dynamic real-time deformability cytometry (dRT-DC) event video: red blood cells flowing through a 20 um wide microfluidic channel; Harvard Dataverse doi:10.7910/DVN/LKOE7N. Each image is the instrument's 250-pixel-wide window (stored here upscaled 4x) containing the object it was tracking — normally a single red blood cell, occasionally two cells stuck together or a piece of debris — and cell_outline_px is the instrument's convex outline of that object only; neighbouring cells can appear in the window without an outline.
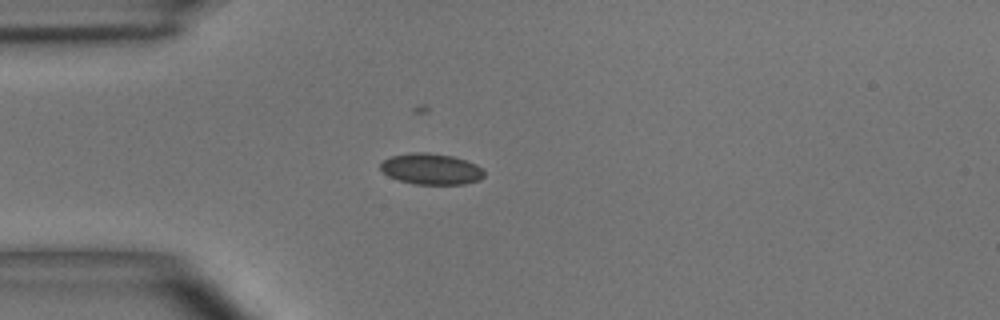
{"species": "common noctule bat (a hibernating species)", "species_latin": "Nyctalus noctula", "temperature_condition": "room temperature", "stored_images_in_passage": 4, "camera_frame_rate_fps": 3000, "um_per_image_px": 0.085, "animal": {"sex": "male", "body_mass_g": 15.6}, "frame": {"image": 1, "passage_image": 4, "time_ms": 3.333, "image_size_px": [1000, 320], "cell_outline_px": [[484, 176], [480, 180], [464, 184], [416, 184], [400, 180], [388, 176], [380, 168], [380, 164], [384, 160], [392, 156], [408, 152], [428, 152], [452, 156], [476, 164], [484, 172]], "centroid_in_image_um": [36.64, 14.36], "position_along_channel_um": 48.4, "area_um2": 18.67}}